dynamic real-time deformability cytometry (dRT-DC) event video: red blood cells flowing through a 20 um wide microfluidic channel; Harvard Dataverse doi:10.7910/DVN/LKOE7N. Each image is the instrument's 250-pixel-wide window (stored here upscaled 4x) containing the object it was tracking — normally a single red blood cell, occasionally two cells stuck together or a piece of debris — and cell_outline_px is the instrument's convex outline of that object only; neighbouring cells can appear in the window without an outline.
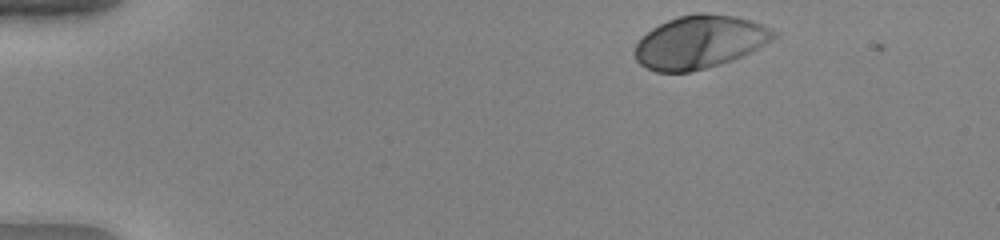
{"species": "human", "species_latin": "Homo sapiens", "temperature_condition": "warm", "stored_images_in_passage": 39, "camera_frame_rate_fps": 3000, "um_per_image_px": 0.085, "donor": {"sex": "female"}, "frame": {"image": 1, "passage_image": 1, "time_ms": 0.0, "image_size_px": [1000, 240], "cell_outline_px": [[780, 36], [732, 60], [720, 64], [688, 72], [656, 72], [640, 64], [636, 60], [632, 52], [636, 44], [652, 28], [668, 20], [680, 16], [696, 12], [704, 12], [736, 16], [752, 20], [772, 28], [780, 32]], "centroid_in_image_um": [59.49, 3.55], "position_along_channel_um": 25.5, "area_um2": 42.95}}
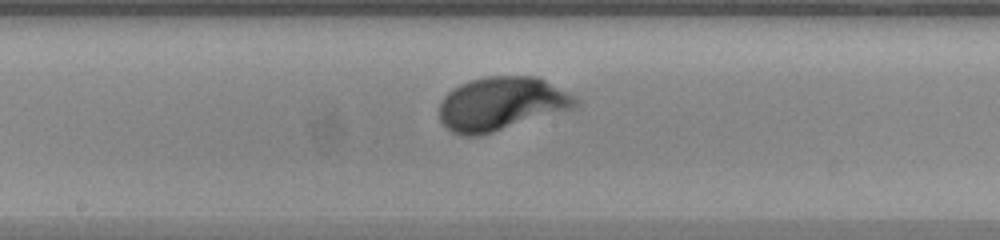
{"frame": {"image": 2, "passage_image": 22, "time_ms": 7.0, "image_size_px": [1000, 240], "cell_outline_px": [[580, 104], [576, 108], [480, 136], [460, 136], [452, 132], [440, 120], [440, 100], [452, 88], [468, 80], [488, 76], [536, 76], [576, 96], [580, 100]], "centroid_in_image_um": [42.63, 8.82], "position_along_channel_um": 205.6, "area_um2": 42.83}}
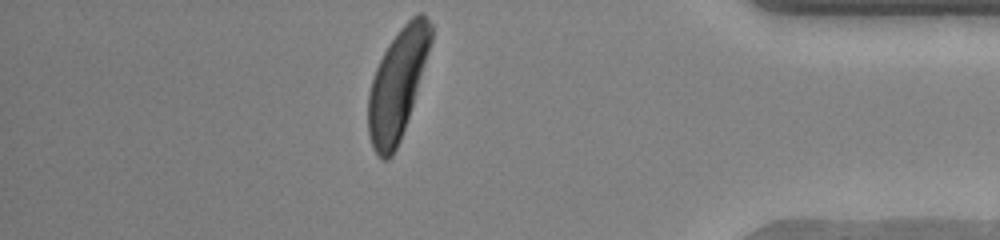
{"frame": {"image": 3, "passage_image": 39, "time_ms": 12.667, "image_size_px": [1000, 240], "cell_outline_px": [[432, 40], [412, 104], [400, 140], [392, 156], [388, 160], [380, 160], [376, 156], [372, 148], [368, 136], [368, 92], [376, 68], [388, 44], [400, 28], [412, 16], [420, 12], [424, 12], [432, 24]], "centroid_in_image_um": [33.76, 7.17], "position_along_channel_um": 401.4, "area_um2": 39.71}, "authors_computed_cell_mechanics": {"area_um2": 41.4426, "velocity_mm_per_s": 3.9656, "shape_relaxation_time_tau1_ms": 2.1592, "shape_relaxation_time_tau2_ms": null, "deformation_change_tau1": 0.1715, "deformation_change_tau2": null}}